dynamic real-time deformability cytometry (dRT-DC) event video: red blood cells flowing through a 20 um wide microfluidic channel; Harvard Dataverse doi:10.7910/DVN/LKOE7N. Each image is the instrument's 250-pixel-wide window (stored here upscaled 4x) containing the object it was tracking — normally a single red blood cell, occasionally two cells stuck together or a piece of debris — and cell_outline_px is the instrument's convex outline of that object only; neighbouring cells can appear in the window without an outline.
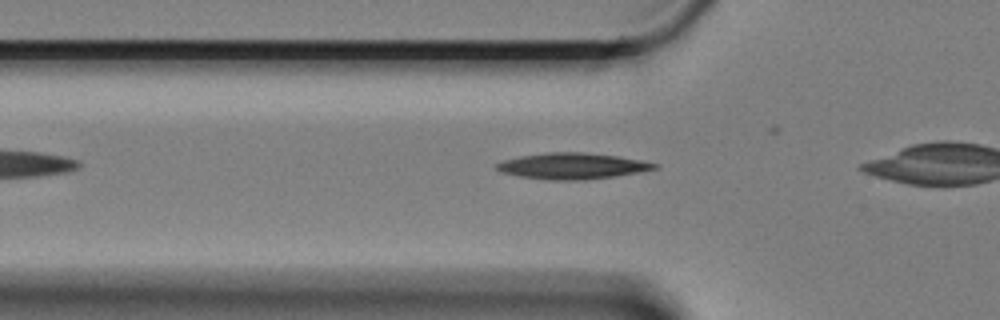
{"species": "Egyptian fruit bat (a non-hibernating species)", "species_latin": "Rousettus aegyptiacus", "temperature_condition": "cold", "stored_images_in_passage": 21, "camera_frame_rate_fps": 3000, "um_per_image_px": 0.085, "animal": {"sex": "female"}, "frame": {"image": 1, "passage_image": 3, "time_ms": 0.667, "image_size_px": [1000, 320], "cell_outline_px": [[660, 168], [640, 172], [616, 176], [584, 180], [548, 180], [520, 176], [500, 172], [496, 168], [496, 164], [504, 160], [520, 156], [548, 152], [584, 152], [616, 156], [640, 160], [660, 164]], "centroid_in_image_um": [48.68, 14.11], "position_along_channel_um": 77.1, "area_um2": 24.04}}
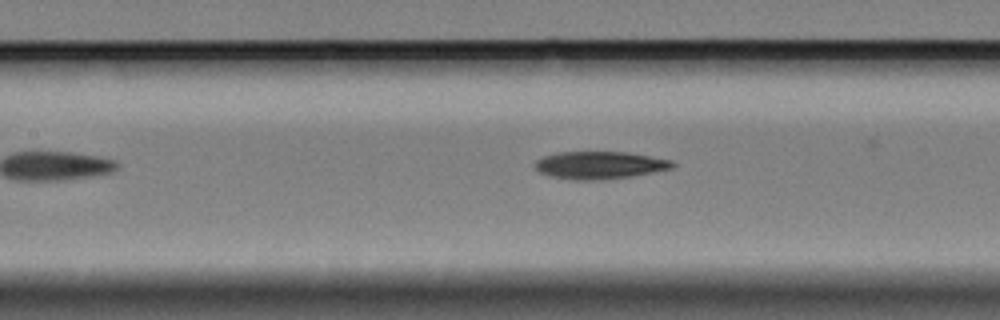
{"frame": {"image": 2, "passage_image": 10, "time_ms": 3.0, "image_size_px": [1000, 320], "cell_outline_px": [[676, 164], [672, 168], [632, 176], [596, 180], [576, 180], [552, 176], [540, 172], [536, 168], [536, 160], [544, 156], [556, 152], [628, 152], [672, 160]], "centroid_in_image_um": [50.99, 14.03], "position_along_channel_um": 156.4, "area_um2": 21.85}}
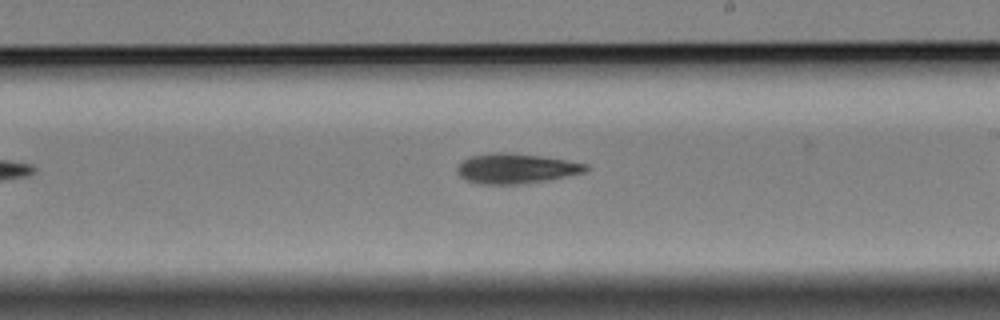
{"frame": {"image": 3, "passage_image": 18, "time_ms": 5.667, "image_size_px": [1000, 320], "cell_outline_px": [[588, 168], [584, 172], [544, 180], [516, 184], [480, 184], [464, 180], [456, 172], [456, 168], [464, 160], [472, 156], [492, 152], [512, 152], [540, 156], [588, 164]], "centroid_in_image_um": [43.79, 14.31], "position_along_channel_um": 245.2, "area_um2": 22.2}}